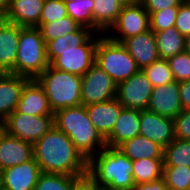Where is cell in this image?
Listing matches in <instances>:
<instances>
[{"mask_svg":"<svg viewBox=\"0 0 190 190\" xmlns=\"http://www.w3.org/2000/svg\"><path fill=\"white\" fill-rule=\"evenodd\" d=\"M33 155L43 173L69 176L87 173L88 160L71 139L55 126L33 145Z\"/></svg>","mask_w":190,"mask_h":190,"instance_id":"obj_1","label":"cell"},{"mask_svg":"<svg viewBox=\"0 0 190 190\" xmlns=\"http://www.w3.org/2000/svg\"><path fill=\"white\" fill-rule=\"evenodd\" d=\"M87 162V173L105 190H132V160L117 148L106 146ZM97 159V160H96Z\"/></svg>","mask_w":190,"mask_h":190,"instance_id":"obj_2","label":"cell"},{"mask_svg":"<svg viewBox=\"0 0 190 190\" xmlns=\"http://www.w3.org/2000/svg\"><path fill=\"white\" fill-rule=\"evenodd\" d=\"M53 115L54 126L71 139L87 160L95 154L96 145L100 150L106 147L105 140L93 126L84 105L67 107Z\"/></svg>","mask_w":190,"mask_h":190,"instance_id":"obj_3","label":"cell"},{"mask_svg":"<svg viewBox=\"0 0 190 190\" xmlns=\"http://www.w3.org/2000/svg\"><path fill=\"white\" fill-rule=\"evenodd\" d=\"M36 80L43 87L53 113L67 107L82 105V77L49 65Z\"/></svg>","mask_w":190,"mask_h":190,"instance_id":"obj_4","label":"cell"},{"mask_svg":"<svg viewBox=\"0 0 190 190\" xmlns=\"http://www.w3.org/2000/svg\"><path fill=\"white\" fill-rule=\"evenodd\" d=\"M46 43L38 27H21L15 74L36 79L48 66Z\"/></svg>","mask_w":190,"mask_h":190,"instance_id":"obj_5","label":"cell"},{"mask_svg":"<svg viewBox=\"0 0 190 190\" xmlns=\"http://www.w3.org/2000/svg\"><path fill=\"white\" fill-rule=\"evenodd\" d=\"M95 64L110 75L117 85L140 70L123 44L112 41L108 37L98 39Z\"/></svg>","mask_w":190,"mask_h":190,"instance_id":"obj_6","label":"cell"},{"mask_svg":"<svg viewBox=\"0 0 190 190\" xmlns=\"http://www.w3.org/2000/svg\"><path fill=\"white\" fill-rule=\"evenodd\" d=\"M3 122L7 134L34 145L54 126V115L34 116L14 111Z\"/></svg>","mask_w":190,"mask_h":190,"instance_id":"obj_7","label":"cell"},{"mask_svg":"<svg viewBox=\"0 0 190 190\" xmlns=\"http://www.w3.org/2000/svg\"><path fill=\"white\" fill-rule=\"evenodd\" d=\"M117 97V84L103 69L94 64L81 82L82 105L102 103Z\"/></svg>","mask_w":190,"mask_h":190,"instance_id":"obj_8","label":"cell"},{"mask_svg":"<svg viewBox=\"0 0 190 190\" xmlns=\"http://www.w3.org/2000/svg\"><path fill=\"white\" fill-rule=\"evenodd\" d=\"M92 35L76 50L57 51V58L50 64L53 68L83 76L95 64V50L98 39Z\"/></svg>","mask_w":190,"mask_h":190,"instance_id":"obj_9","label":"cell"},{"mask_svg":"<svg viewBox=\"0 0 190 190\" xmlns=\"http://www.w3.org/2000/svg\"><path fill=\"white\" fill-rule=\"evenodd\" d=\"M153 86L142 70L117 85V99L125 108L147 109Z\"/></svg>","mask_w":190,"mask_h":190,"instance_id":"obj_10","label":"cell"},{"mask_svg":"<svg viewBox=\"0 0 190 190\" xmlns=\"http://www.w3.org/2000/svg\"><path fill=\"white\" fill-rule=\"evenodd\" d=\"M116 29L121 37L108 38L117 43H122L129 37L142 34L150 30L149 13L145 10L143 4L138 2L133 5L123 6L116 22L110 27Z\"/></svg>","mask_w":190,"mask_h":190,"instance_id":"obj_11","label":"cell"},{"mask_svg":"<svg viewBox=\"0 0 190 190\" xmlns=\"http://www.w3.org/2000/svg\"><path fill=\"white\" fill-rule=\"evenodd\" d=\"M2 190H34L41 169L33 157L31 160L0 171Z\"/></svg>","mask_w":190,"mask_h":190,"instance_id":"obj_12","label":"cell"},{"mask_svg":"<svg viewBox=\"0 0 190 190\" xmlns=\"http://www.w3.org/2000/svg\"><path fill=\"white\" fill-rule=\"evenodd\" d=\"M139 135L147 137L165 148L175 139L174 119L155 114L147 109L140 110Z\"/></svg>","mask_w":190,"mask_h":190,"instance_id":"obj_13","label":"cell"},{"mask_svg":"<svg viewBox=\"0 0 190 190\" xmlns=\"http://www.w3.org/2000/svg\"><path fill=\"white\" fill-rule=\"evenodd\" d=\"M147 110L174 119L183 111L180 100L179 82L172 81L153 87Z\"/></svg>","mask_w":190,"mask_h":190,"instance_id":"obj_14","label":"cell"},{"mask_svg":"<svg viewBox=\"0 0 190 190\" xmlns=\"http://www.w3.org/2000/svg\"><path fill=\"white\" fill-rule=\"evenodd\" d=\"M122 44L136 61L140 70L160 59L156 37L151 29L129 37Z\"/></svg>","mask_w":190,"mask_h":190,"instance_id":"obj_15","label":"cell"},{"mask_svg":"<svg viewBox=\"0 0 190 190\" xmlns=\"http://www.w3.org/2000/svg\"><path fill=\"white\" fill-rule=\"evenodd\" d=\"M16 112L34 116L54 114L43 87L36 79H30L24 86Z\"/></svg>","mask_w":190,"mask_h":190,"instance_id":"obj_16","label":"cell"},{"mask_svg":"<svg viewBox=\"0 0 190 190\" xmlns=\"http://www.w3.org/2000/svg\"><path fill=\"white\" fill-rule=\"evenodd\" d=\"M87 114L97 132L105 140L112 132L123 106L117 98L85 106Z\"/></svg>","mask_w":190,"mask_h":190,"instance_id":"obj_17","label":"cell"},{"mask_svg":"<svg viewBox=\"0 0 190 190\" xmlns=\"http://www.w3.org/2000/svg\"><path fill=\"white\" fill-rule=\"evenodd\" d=\"M29 80L12 73L0 74V121L16 111L23 88Z\"/></svg>","mask_w":190,"mask_h":190,"instance_id":"obj_18","label":"cell"},{"mask_svg":"<svg viewBox=\"0 0 190 190\" xmlns=\"http://www.w3.org/2000/svg\"><path fill=\"white\" fill-rule=\"evenodd\" d=\"M33 157L32 143L10 136L6 132L2 135L0 139V171L20 165Z\"/></svg>","mask_w":190,"mask_h":190,"instance_id":"obj_19","label":"cell"},{"mask_svg":"<svg viewBox=\"0 0 190 190\" xmlns=\"http://www.w3.org/2000/svg\"><path fill=\"white\" fill-rule=\"evenodd\" d=\"M20 28L8 21L0 25V74H15Z\"/></svg>","mask_w":190,"mask_h":190,"instance_id":"obj_20","label":"cell"},{"mask_svg":"<svg viewBox=\"0 0 190 190\" xmlns=\"http://www.w3.org/2000/svg\"><path fill=\"white\" fill-rule=\"evenodd\" d=\"M139 131L140 110L123 107L111 134L105 139V144L117 148L123 142L138 136Z\"/></svg>","mask_w":190,"mask_h":190,"instance_id":"obj_21","label":"cell"},{"mask_svg":"<svg viewBox=\"0 0 190 190\" xmlns=\"http://www.w3.org/2000/svg\"><path fill=\"white\" fill-rule=\"evenodd\" d=\"M45 0H11L7 21L21 27H38Z\"/></svg>","mask_w":190,"mask_h":190,"instance_id":"obj_22","label":"cell"},{"mask_svg":"<svg viewBox=\"0 0 190 190\" xmlns=\"http://www.w3.org/2000/svg\"><path fill=\"white\" fill-rule=\"evenodd\" d=\"M117 149L132 161L144 158H164V147L141 135L123 142Z\"/></svg>","mask_w":190,"mask_h":190,"instance_id":"obj_23","label":"cell"},{"mask_svg":"<svg viewBox=\"0 0 190 190\" xmlns=\"http://www.w3.org/2000/svg\"><path fill=\"white\" fill-rule=\"evenodd\" d=\"M123 6L118 0H93V31H109Z\"/></svg>","mask_w":190,"mask_h":190,"instance_id":"obj_24","label":"cell"},{"mask_svg":"<svg viewBox=\"0 0 190 190\" xmlns=\"http://www.w3.org/2000/svg\"><path fill=\"white\" fill-rule=\"evenodd\" d=\"M91 35V30L86 27H80L76 32L65 34L46 44L47 59L51 64L57 58V51L76 50V47L82 45Z\"/></svg>","mask_w":190,"mask_h":190,"instance_id":"obj_25","label":"cell"},{"mask_svg":"<svg viewBox=\"0 0 190 190\" xmlns=\"http://www.w3.org/2000/svg\"><path fill=\"white\" fill-rule=\"evenodd\" d=\"M157 48L161 59L167 60L174 55L184 52L185 37L175 27L161 32H154Z\"/></svg>","mask_w":190,"mask_h":190,"instance_id":"obj_26","label":"cell"},{"mask_svg":"<svg viewBox=\"0 0 190 190\" xmlns=\"http://www.w3.org/2000/svg\"><path fill=\"white\" fill-rule=\"evenodd\" d=\"M164 158L132 161L133 181L136 184L153 182L162 178Z\"/></svg>","mask_w":190,"mask_h":190,"instance_id":"obj_27","label":"cell"},{"mask_svg":"<svg viewBox=\"0 0 190 190\" xmlns=\"http://www.w3.org/2000/svg\"><path fill=\"white\" fill-rule=\"evenodd\" d=\"M163 166L190 168V140L174 139L164 148Z\"/></svg>","mask_w":190,"mask_h":190,"instance_id":"obj_28","label":"cell"},{"mask_svg":"<svg viewBox=\"0 0 190 190\" xmlns=\"http://www.w3.org/2000/svg\"><path fill=\"white\" fill-rule=\"evenodd\" d=\"M80 27L81 26L70 16L59 19L57 21L39 23L38 25V28L40 29L42 37L46 44L65 34L76 32Z\"/></svg>","mask_w":190,"mask_h":190,"instance_id":"obj_29","label":"cell"},{"mask_svg":"<svg viewBox=\"0 0 190 190\" xmlns=\"http://www.w3.org/2000/svg\"><path fill=\"white\" fill-rule=\"evenodd\" d=\"M162 178L168 190H190V168L187 166H163Z\"/></svg>","mask_w":190,"mask_h":190,"instance_id":"obj_30","label":"cell"},{"mask_svg":"<svg viewBox=\"0 0 190 190\" xmlns=\"http://www.w3.org/2000/svg\"><path fill=\"white\" fill-rule=\"evenodd\" d=\"M68 16L80 26L93 30V0L65 1Z\"/></svg>","mask_w":190,"mask_h":190,"instance_id":"obj_31","label":"cell"},{"mask_svg":"<svg viewBox=\"0 0 190 190\" xmlns=\"http://www.w3.org/2000/svg\"><path fill=\"white\" fill-rule=\"evenodd\" d=\"M144 74L148 77L153 87L165 85L174 80L169 63L165 59H158L151 65L142 69Z\"/></svg>","mask_w":190,"mask_h":190,"instance_id":"obj_32","label":"cell"},{"mask_svg":"<svg viewBox=\"0 0 190 190\" xmlns=\"http://www.w3.org/2000/svg\"><path fill=\"white\" fill-rule=\"evenodd\" d=\"M73 176L41 173L34 190H72Z\"/></svg>","mask_w":190,"mask_h":190,"instance_id":"obj_33","label":"cell"},{"mask_svg":"<svg viewBox=\"0 0 190 190\" xmlns=\"http://www.w3.org/2000/svg\"><path fill=\"white\" fill-rule=\"evenodd\" d=\"M178 7H168L149 15L150 29L153 32H161L170 27H175Z\"/></svg>","mask_w":190,"mask_h":190,"instance_id":"obj_34","label":"cell"},{"mask_svg":"<svg viewBox=\"0 0 190 190\" xmlns=\"http://www.w3.org/2000/svg\"><path fill=\"white\" fill-rule=\"evenodd\" d=\"M167 61L175 81L190 80V54L184 51L168 58Z\"/></svg>","mask_w":190,"mask_h":190,"instance_id":"obj_35","label":"cell"},{"mask_svg":"<svg viewBox=\"0 0 190 190\" xmlns=\"http://www.w3.org/2000/svg\"><path fill=\"white\" fill-rule=\"evenodd\" d=\"M68 16L64 0H45L39 23L57 21Z\"/></svg>","mask_w":190,"mask_h":190,"instance_id":"obj_36","label":"cell"},{"mask_svg":"<svg viewBox=\"0 0 190 190\" xmlns=\"http://www.w3.org/2000/svg\"><path fill=\"white\" fill-rule=\"evenodd\" d=\"M175 28L181 35L187 37L190 35V2L183 1L178 7Z\"/></svg>","mask_w":190,"mask_h":190,"instance_id":"obj_37","label":"cell"},{"mask_svg":"<svg viewBox=\"0 0 190 190\" xmlns=\"http://www.w3.org/2000/svg\"><path fill=\"white\" fill-rule=\"evenodd\" d=\"M175 138L190 140V110H183L174 118Z\"/></svg>","mask_w":190,"mask_h":190,"instance_id":"obj_38","label":"cell"},{"mask_svg":"<svg viewBox=\"0 0 190 190\" xmlns=\"http://www.w3.org/2000/svg\"><path fill=\"white\" fill-rule=\"evenodd\" d=\"M184 0H140L149 15L168 7H179Z\"/></svg>","mask_w":190,"mask_h":190,"instance_id":"obj_39","label":"cell"},{"mask_svg":"<svg viewBox=\"0 0 190 190\" xmlns=\"http://www.w3.org/2000/svg\"><path fill=\"white\" fill-rule=\"evenodd\" d=\"M72 190H105L88 173L73 176Z\"/></svg>","mask_w":190,"mask_h":190,"instance_id":"obj_40","label":"cell"},{"mask_svg":"<svg viewBox=\"0 0 190 190\" xmlns=\"http://www.w3.org/2000/svg\"><path fill=\"white\" fill-rule=\"evenodd\" d=\"M179 89L183 110H190V80L179 82Z\"/></svg>","mask_w":190,"mask_h":190,"instance_id":"obj_41","label":"cell"},{"mask_svg":"<svg viewBox=\"0 0 190 190\" xmlns=\"http://www.w3.org/2000/svg\"><path fill=\"white\" fill-rule=\"evenodd\" d=\"M132 190H167V186L164 179L160 178L153 182L136 184Z\"/></svg>","mask_w":190,"mask_h":190,"instance_id":"obj_42","label":"cell"},{"mask_svg":"<svg viewBox=\"0 0 190 190\" xmlns=\"http://www.w3.org/2000/svg\"><path fill=\"white\" fill-rule=\"evenodd\" d=\"M7 21L6 10L0 6V25Z\"/></svg>","mask_w":190,"mask_h":190,"instance_id":"obj_43","label":"cell"},{"mask_svg":"<svg viewBox=\"0 0 190 190\" xmlns=\"http://www.w3.org/2000/svg\"><path fill=\"white\" fill-rule=\"evenodd\" d=\"M118 1L120 3H122V5H124V6L133 5V4L140 2V0H118Z\"/></svg>","mask_w":190,"mask_h":190,"instance_id":"obj_44","label":"cell"},{"mask_svg":"<svg viewBox=\"0 0 190 190\" xmlns=\"http://www.w3.org/2000/svg\"><path fill=\"white\" fill-rule=\"evenodd\" d=\"M185 52L190 54V35L185 37Z\"/></svg>","mask_w":190,"mask_h":190,"instance_id":"obj_45","label":"cell"},{"mask_svg":"<svg viewBox=\"0 0 190 190\" xmlns=\"http://www.w3.org/2000/svg\"><path fill=\"white\" fill-rule=\"evenodd\" d=\"M11 0H0V6L5 10L8 9Z\"/></svg>","mask_w":190,"mask_h":190,"instance_id":"obj_46","label":"cell"},{"mask_svg":"<svg viewBox=\"0 0 190 190\" xmlns=\"http://www.w3.org/2000/svg\"><path fill=\"white\" fill-rule=\"evenodd\" d=\"M5 133V126H4V122L0 121V139L2 137V135Z\"/></svg>","mask_w":190,"mask_h":190,"instance_id":"obj_47","label":"cell"},{"mask_svg":"<svg viewBox=\"0 0 190 190\" xmlns=\"http://www.w3.org/2000/svg\"><path fill=\"white\" fill-rule=\"evenodd\" d=\"M0 190H2L1 173H0Z\"/></svg>","mask_w":190,"mask_h":190,"instance_id":"obj_48","label":"cell"},{"mask_svg":"<svg viewBox=\"0 0 190 190\" xmlns=\"http://www.w3.org/2000/svg\"><path fill=\"white\" fill-rule=\"evenodd\" d=\"M64 1H81V0H64Z\"/></svg>","mask_w":190,"mask_h":190,"instance_id":"obj_49","label":"cell"}]
</instances>
